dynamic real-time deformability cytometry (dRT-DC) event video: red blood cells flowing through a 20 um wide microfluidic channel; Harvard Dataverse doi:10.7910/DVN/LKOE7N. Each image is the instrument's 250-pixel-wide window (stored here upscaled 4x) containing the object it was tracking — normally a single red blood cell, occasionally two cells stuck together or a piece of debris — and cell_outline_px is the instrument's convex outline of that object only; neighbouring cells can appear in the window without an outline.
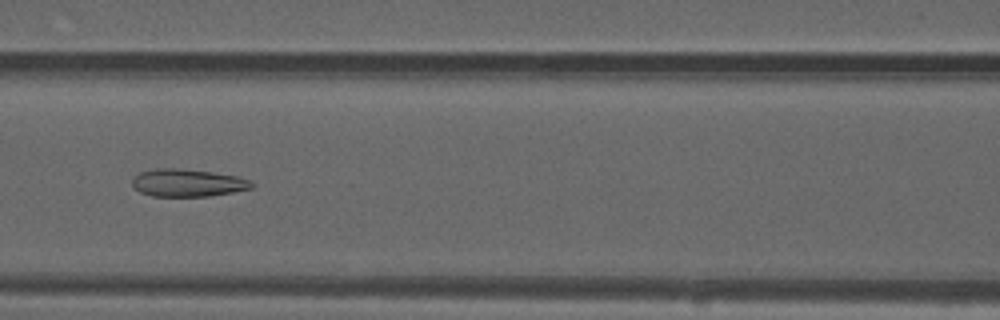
{"species": "common noctule bat (a hibernating species)", "species_latin": "Nyctalus noctula", "temperature_condition": "warm", "stored_images_in_passage": 49, "camera_frame_rate_fps": 3000, "um_per_image_px": 0.085, "animal": {"sex": "male", "forearm_length_mm": 52.5}, "frame": {"image": 1, "passage_image": 23, "time_ms": 7.333, "image_size_px": [1000, 320], "cell_outline_px": [[256, 184], [252, 188], [232, 192], [208, 196], [152, 196], [140, 192], [132, 184], [132, 180], [140, 172], [156, 168], [176, 168], [212, 172], [236, 176], [248, 180]], "centroid_in_image_um": [15.95, 15.54], "position_along_channel_um": 150.7, "area_um2": 19.02}}
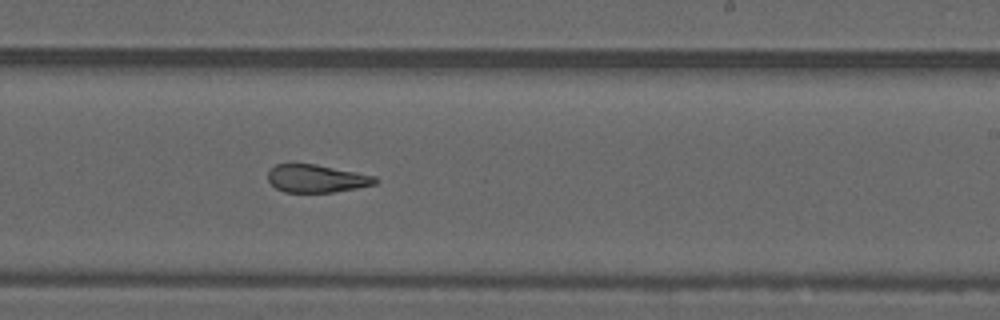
{"frame": {"image": 2, "passage_image": 32, "time_ms": 10.333, "image_size_px": [1000, 320], "cell_outline_px": [[380, 180], [376, 184], [356, 188], [332, 192], [284, 192], [276, 188], [268, 180], [268, 172], [276, 164], [316, 164], [376, 176]], "centroid_in_image_um": [26.93, 15.17], "position_along_channel_um": 262.1, "area_um2": 17.34}}
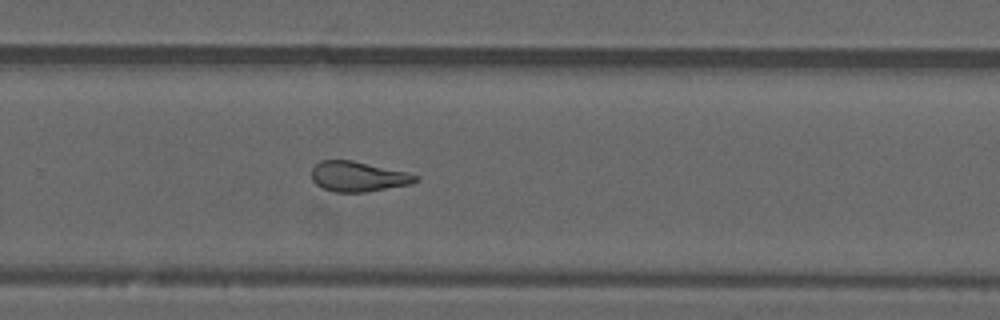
{"frame": {"image": 3, "passage_image": 35, "time_ms": 11.333, "image_size_px": [1000, 320], "cell_outline_px": [[420, 180], [412, 184], [364, 192], [332, 192], [316, 184], [312, 180], [312, 168], [320, 160], [352, 160], [408, 172], [420, 176]], "centroid_in_image_um": [30.47, 15.0], "position_along_channel_um": 299.3, "area_um2": 18.38}, "authors_computed_cell_mechanics": {"area_um2": 19.2474, "velocity_mm_per_s": 3.7379, "shape_relaxation_time_tau1_ms": null, "shape_relaxation_time_tau2_ms": 2.7798, "deformation_change_tau1": null, "deformation_change_tau2": 0.1176}}